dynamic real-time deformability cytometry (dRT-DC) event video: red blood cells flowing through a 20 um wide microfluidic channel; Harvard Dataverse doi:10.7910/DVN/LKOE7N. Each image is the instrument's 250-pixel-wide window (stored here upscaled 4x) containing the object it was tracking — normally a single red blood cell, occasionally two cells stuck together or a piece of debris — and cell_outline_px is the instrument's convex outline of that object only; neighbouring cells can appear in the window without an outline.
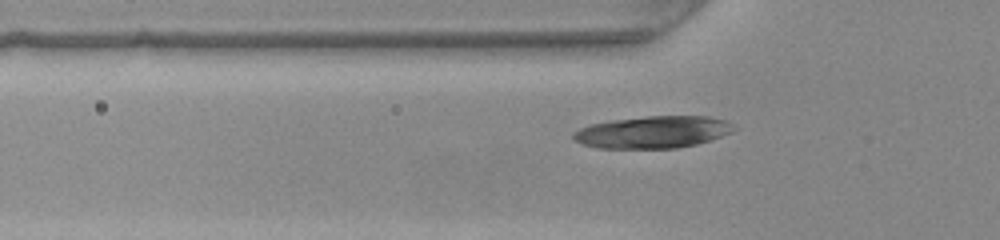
{"species": "common noctule bat (a hibernating species)", "species_latin": "Nyctalus noctula", "temperature_condition": "warm", "stored_images_in_passage": 36, "camera_frame_rate_fps": 3000, "um_per_image_px": 0.085, "animal": {"sex": "female", "body_mass_g": 22.0, "forearm_length_mm": 56.7}, "frame": {"image": 1, "passage_image": 7, "time_ms": 2.0, "image_size_px": [1000, 240], "cell_outline_px": [[736, 128], [732, 132], [696, 144], [676, 148], [600, 148], [584, 144], [576, 140], [572, 136], [572, 132], [580, 128], [592, 124], [612, 120], [648, 116], [708, 116], [724, 120], [732, 124]], "centroid_in_image_um": [55.5, 11.22], "position_along_channel_um": 70.3, "area_um2": 29.71}}
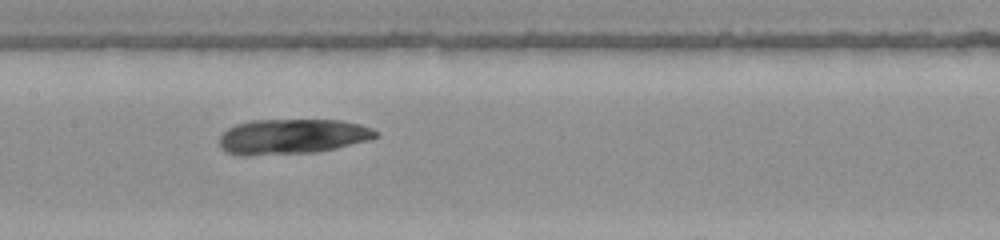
{"frame": {"image": 2, "passage_image": 15, "time_ms": 4.667, "image_size_px": [1000, 240], "cell_outline_px": [[380, 136], [372, 140], [336, 148], [316, 152], [244, 156], [228, 152], [220, 148], [220, 136], [228, 128], [236, 124], [248, 120], [340, 120], [360, 124], [372, 128], [380, 132]], "centroid_in_image_um": [24.88, 11.6], "position_along_channel_um": 182.5, "area_um2": 32.37}}
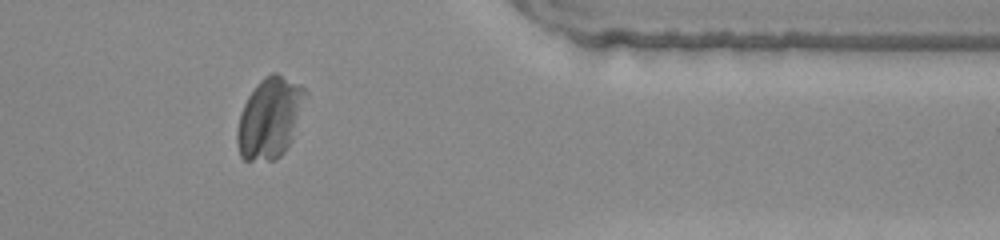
{"frame": {"image": 3, "passage_image": 31, "time_ms": 10.0, "image_size_px": [1000, 240], "cell_outline_px": [[308, 92], [292, 140], [284, 152], [276, 160], [244, 160], [240, 156], [236, 144], [236, 132], [240, 112], [248, 96], [256, 84], [264, 76], [272, 72], [276, 72], [300, 84]], "centroid_in_image_um": [22.92, 10.01], "position_along_channel_um": 388.5, "area_um2": 32.43}}